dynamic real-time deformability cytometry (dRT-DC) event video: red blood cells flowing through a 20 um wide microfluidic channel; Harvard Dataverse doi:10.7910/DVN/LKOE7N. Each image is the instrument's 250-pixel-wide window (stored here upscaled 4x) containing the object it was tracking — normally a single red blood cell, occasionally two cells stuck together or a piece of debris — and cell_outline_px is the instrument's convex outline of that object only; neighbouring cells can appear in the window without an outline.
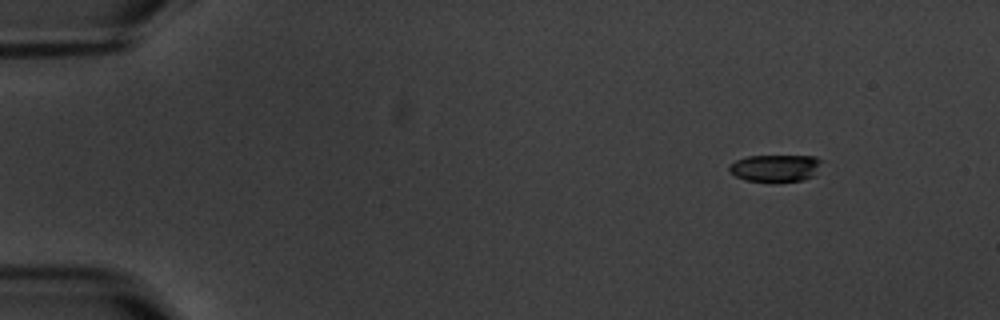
{"species": "common noctule bat (a hibernating species)", "species_latin": "Nyctalus noctula", "temperature_condition": "warm", "stored_images_in_passage": 4, "camera_frame_rate_fps": 3000, "um_per_image_px": 0.085, "animal": {"sex": "male", "body_mass_g": 20.1, "forearm_length_mm": 53.5}, "frame": {"image": 1, "passage_image": 1, "time_ms": 0.0, "image_size_px": [1000, 320], "cell_outline_px": [[824, 160], [812, 176], [804, 180], [744, 180], [728, 172], [728, 164], [736, 160], [748, 156], [816, 156]], "centroid_in_image_um": [65.88, 14.25], "position_along_channel_um": 19.1, "area_um2": 14.39}}
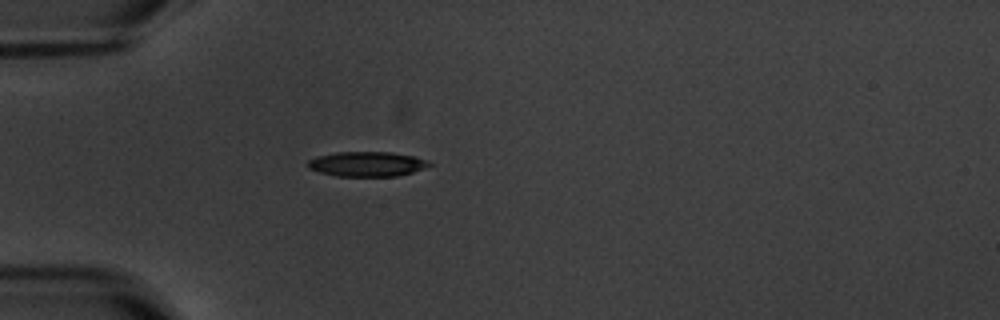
{"frame": {"image": 2, "passage_image": 4, "time_ms": 3.667, "image_size_px": [1000, 320], "cell_outline_px": [[432, 164], [412, 172], [396, 176], [336, 176], [320, 172], [308, 168], [308, 160], [316, 156], [336, 152], [392, 152], [412, 156], [428, 160]], "centroid_in_image_um": [31.16, 13.94], "position_along_channel_um": 53.8, "area_um2": 17.46}}